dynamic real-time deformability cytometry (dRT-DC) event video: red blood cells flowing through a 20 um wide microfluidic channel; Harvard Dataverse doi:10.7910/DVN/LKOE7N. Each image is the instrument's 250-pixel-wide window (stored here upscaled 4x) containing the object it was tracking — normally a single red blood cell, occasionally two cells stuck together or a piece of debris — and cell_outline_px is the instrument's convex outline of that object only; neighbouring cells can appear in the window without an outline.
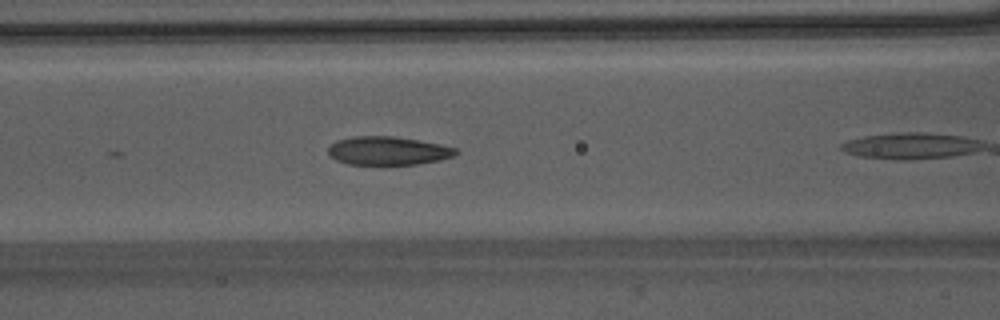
{"species": "Egyptian fruit bat (a non-hibernating species)", "species_latin": "Rousettus aegyptiacus", "temperature_condition": "warm", "stored_images_in_passage": 8, "camera_frame_rate_fps": 3000, "um_per_image_px": 0.085, "animal": {"sex": "male"}, "frame": {"image": 1, "passage_image": 7, "time_ms": 2.0, "image_size_px": [1000, 320], "cell_outline_px": [[460, 152], [452, 156], [440, 160], [416, 164], [384, 168], [348, 164], [336, 160], [328, 156], [328, 148], [336, 140], [352, 136], [392, 136], [416, 140], [456, 148]], "centroid_in_image_um": [32.91, 12.87], "position_along_channel_um": 133.7, "area_um2": 21.96}}